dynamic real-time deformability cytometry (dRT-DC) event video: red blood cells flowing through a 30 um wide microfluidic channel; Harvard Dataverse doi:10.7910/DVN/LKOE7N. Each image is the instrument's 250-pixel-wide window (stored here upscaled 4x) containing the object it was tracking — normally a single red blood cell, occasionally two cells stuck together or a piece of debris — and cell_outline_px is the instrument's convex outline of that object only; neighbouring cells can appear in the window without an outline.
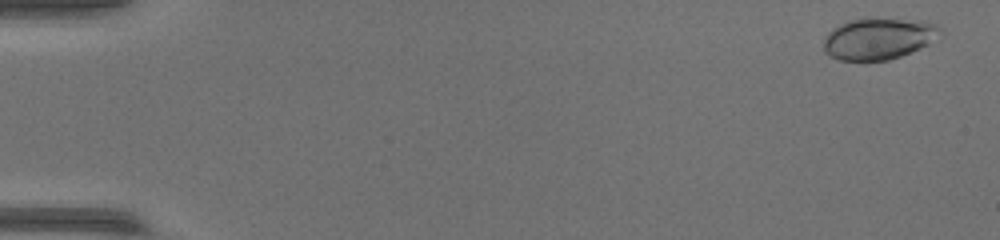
{"species": "common noctule bat (a hibernating species)", "species_latin": "Nyctalus noctula", "temperature_condition": "warm", "stored_images_in_passage": 53, "camera_frame_rate_fps": 3000, "um_per_image_px": 0.085, "animal": {"sex": "female", "body_mass_g": 17.0, "forearm_length_mm": 48.0}, "frame": {"image": 1, "passage_image": 2, "time_ms": 0.333, "image_size_px": [1000, 240], "cell_outline_px": [[944, 32], [928, 44], [920, 48], [900, 56], [888, 60], [840, 60], [828, 56], [824, 52], [824, 40], [828, 32], [832, 28], [848, 20], [924, 20], [936, 24]], "centroid_in_image_um": [74.68, 3.3], "position_along_channel_um": 10.3, "area_um2": 27.8}}
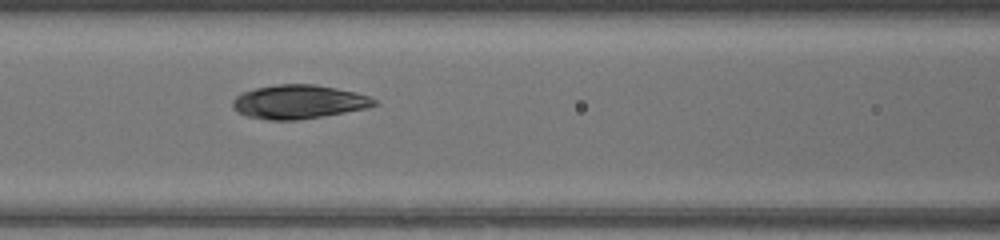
{"frame": {"image": 2, "passage_image": 24, "time_ms": 7.667, "image_size_px": [1000, 240], "cell_outline_px": [[380, 104], [368, 108], [296, 120], [268, 120], [248, 116], [236, 112], [232, 108], [232, 100], [236, 96], [244, 92], [256, 88], [276, 84], [316, 84], [356, 92], [368, 96], [376, 100]], "centroid_in_image_um": [25.39, 8.65], "position_along_channel_um": 141.2, "area_um2": 27.92}}
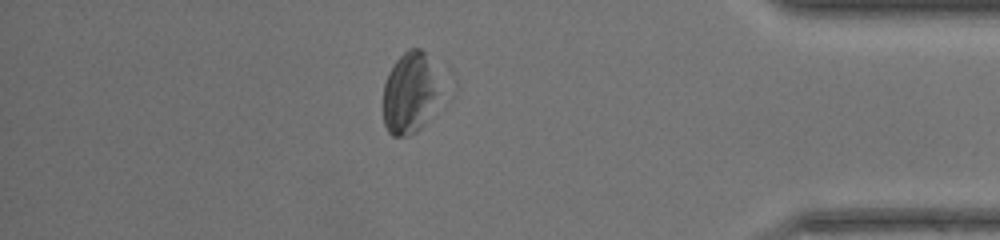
{"frame": {"image": 3, "passage_image": 46, "time_ms": 15.0, "image_size_px": [1000, 240], "cell_outline_px": [[460, 88], [456, 96], [452, 100], [416, 132], [408, 136], [392, 136], [388, 132], [384, 124], [384, 84], [388, 72], [396, 60], [408, 48], [420, 48], [456, 80]], "centroid_in_image_um": [35.32, 7.85], "position_along_channel_um": 399.9, "area_um2": 32.71}}